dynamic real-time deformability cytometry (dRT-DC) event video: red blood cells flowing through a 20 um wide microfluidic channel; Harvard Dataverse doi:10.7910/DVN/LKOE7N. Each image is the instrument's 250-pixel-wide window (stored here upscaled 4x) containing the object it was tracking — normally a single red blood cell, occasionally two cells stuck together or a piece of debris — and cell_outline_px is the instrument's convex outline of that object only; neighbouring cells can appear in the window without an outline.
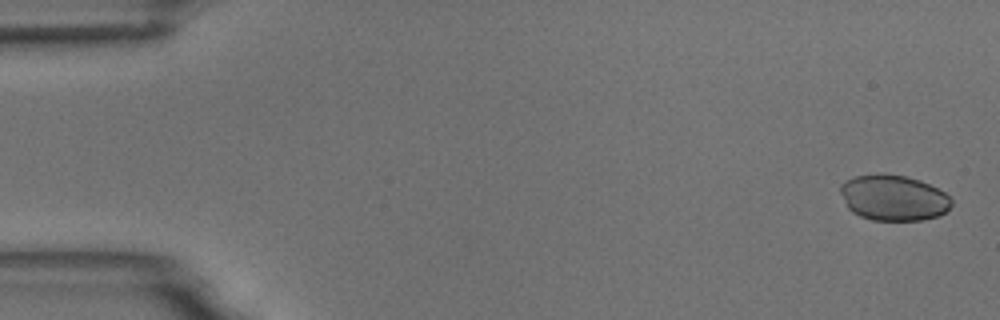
{"species": "common noctule bat (a hibernating species)", "species_latin": "Nyctalus noctula", "temperature_condition": "room temperature", "stored_images_in_passage": 5, "camera_frame_rate_fps": 3000, "um_per_image_px": 0.085, "animal": {"sex": "male", "body_mass_g": 18.8}, "frame": {"image": 1, "passage_image": 1, "time_ms": 0.0, "image_size_px": [1000, 320], "cell_outline_px": [[952, 204], [940, 216], [924, 220], [872, 220], [860, 216], [852, 212], [848, 208], [840, 192], [840, 184], [844, 180], [856, 176], [904, 176], [920, 180], [944, 192], [952, 200]], "centroid_in_image_um": [75.95, 16.85], "position_along_channel_um": 9.1, "area_um2": 29.07}}
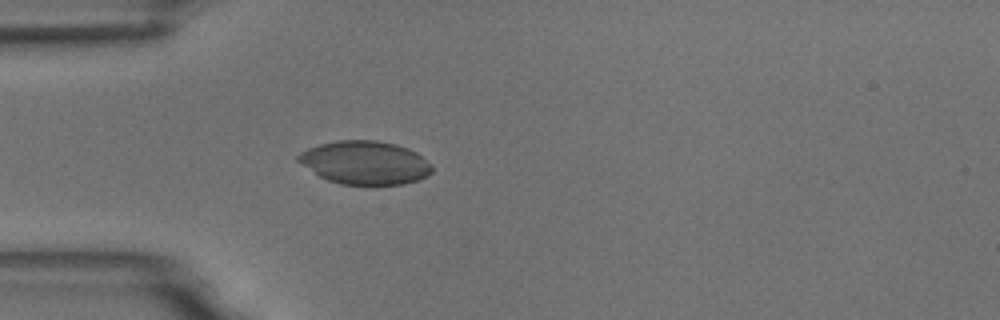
{"frame": {"image": 2, "passage_image": 5, "time_ms": 4.667, "image_size_px": [1000, 320], "cell_outline_px": [[432, 172], [428, 176], [404, 184], [372, 188], [340, 184], [328, 180], [320, 176], [296, 160], [296, 156], [300, 152], [308, 148], [320, 144], [336, 140], [376, 140], [396, 144], [408, 148], [416, 152], [432, 168]], "centroid_in_image_um": [31.01, 13.87], "position_along_channel_um": 54.0, "area_um2": 34.45}}